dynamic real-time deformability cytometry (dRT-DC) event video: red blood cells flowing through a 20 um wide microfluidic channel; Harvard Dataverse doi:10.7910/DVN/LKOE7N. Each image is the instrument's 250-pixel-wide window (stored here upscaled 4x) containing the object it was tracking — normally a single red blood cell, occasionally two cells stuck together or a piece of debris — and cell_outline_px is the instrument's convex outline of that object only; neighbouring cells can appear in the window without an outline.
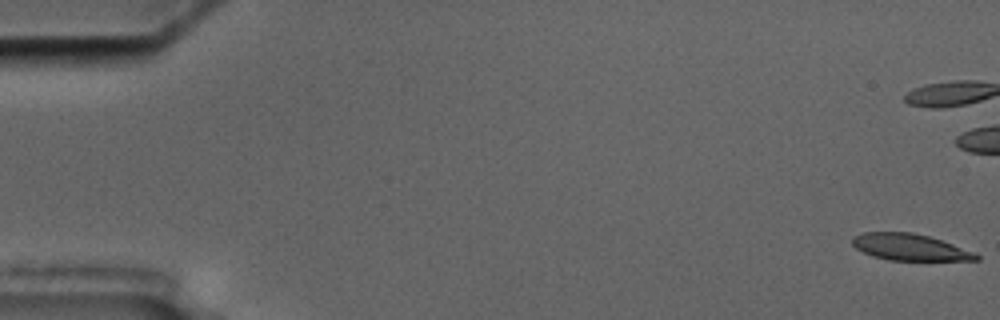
{"species": "common noctule bat (a hibernating species)", "species_latin": "Nyctalus noctula", "temperature_condition": "cold", "stored_images_in_passage": 9, "camera_frame_rate_fps": 3000, "um_per_image_px": 0.085, "animal": {"sex": "male", "body_mass_g": 17.5, "forearm_length_mm": 52.3}, "frame": {"image": 1, "passage_image": 1, "time_ms": 0.0, "image_size_px": [1000, 320], "cell_outline_px": [[980, 260], [888, 260], [872, 256], [856, 248], [852, 244], [852, 236], [864, 232], [912, 232], [928, 236], [976, 252], [980, 256]], "centroid_in_image_um": [77.33, 21.01], "position_along_channel_um": 7.7, "area_um2": 19.13}}